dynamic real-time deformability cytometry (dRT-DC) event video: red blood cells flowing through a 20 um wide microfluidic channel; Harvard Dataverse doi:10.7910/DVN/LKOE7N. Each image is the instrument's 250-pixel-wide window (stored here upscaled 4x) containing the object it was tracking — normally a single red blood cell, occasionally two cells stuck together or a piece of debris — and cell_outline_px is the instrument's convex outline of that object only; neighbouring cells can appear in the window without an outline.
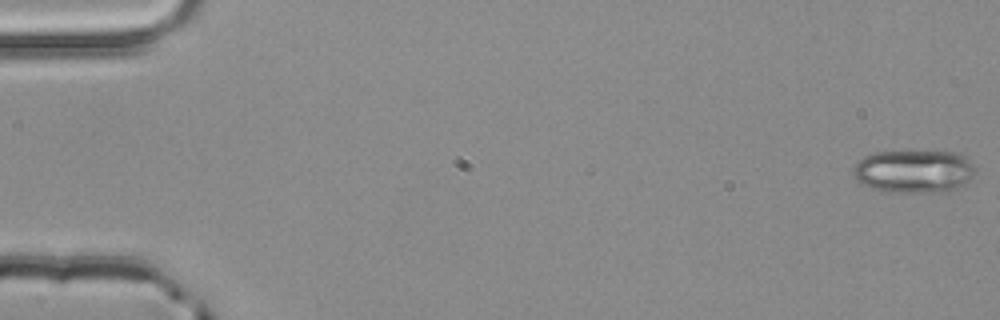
{"species": "common noctule bat (a hibernating species)", "species_latin": "Nyctalus noctula", "temperature_condition": "room temperature", "stored_images_in_passage": 51, "camera_frame_rate_fps": 3000, "um_per_image_px": 0.085, "animal": {"sex": "male", "body_mass_g": 20.4}, "frame": {"image": 1, "passage_image": 1, "time_ms": 0.0, "image_size_px": [1000, 320], "cell_outline_px": [[976, 168], [968, 180], [960, 188], [952, 192], [884, 192], [860, 184], [856, 180], [852, 168], [864, 156], [872, 152], [904, 148], [908, 148], [960, 152]], "centroid_in_image_um": [77.67, 14.51], "position_along_channel_um": 7.3, "area_um2": 32.14}}